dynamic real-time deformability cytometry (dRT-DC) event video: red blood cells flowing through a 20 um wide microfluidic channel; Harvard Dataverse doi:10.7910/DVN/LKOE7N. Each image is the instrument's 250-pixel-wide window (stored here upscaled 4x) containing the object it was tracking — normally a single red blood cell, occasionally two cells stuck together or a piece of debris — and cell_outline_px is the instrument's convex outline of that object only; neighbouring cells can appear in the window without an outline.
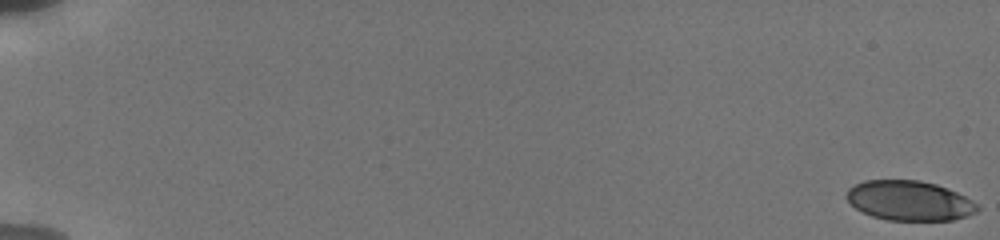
{"species": "human", "species_latin": "Homo sapiens", "temperature_condition": "cold", "stored_images_in_passage": 72, "camera_frame_rate_fps": 3000, "um_per_image_px": 0.085, "donor": {"sex": "male"}, "frame": {"image": 1, "passage_image": 1, "time_ms": 0.0, "image_size_px": [1000, 240], "cell_outline_px": [[980, 208], [976, 212], [952, 220], [888, 220], [872, 216], [856, 208], [844, 196], [848, 188], [864, 180], [920, 180], [936, 184], [956, 192], [972, 200]], "centroid_in_image_um": [77.27, 17.05], "position_along_channel_um": 7.7, "area_um2": 30.17}}
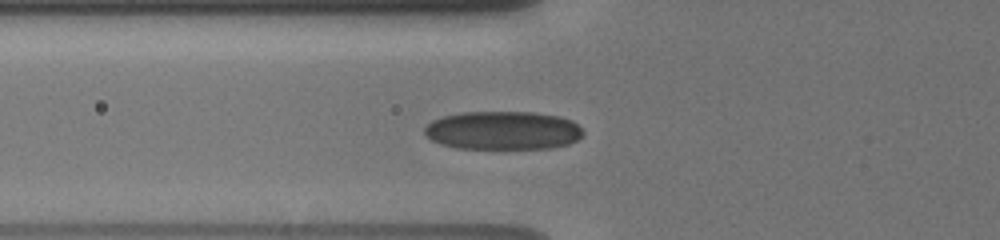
{"frame": {"image": 2, "passage_image": 28, "time_ms": 7.333, "image_size_px": [1000, 240], "cell_outline_px": [[584, 132], [576, 140], [568, 144], [552, 148], [456, 148], [440, 144], [432, 140], [424, 132], [424, 128], [432, 120], [444, 116], [464, 112], [536, 112], [560, 116], [572, 120]], "centroid_in_image_um": [42.75, 11.08], "position_along_channel_um": 83.0, "area_um2": 35.49}}
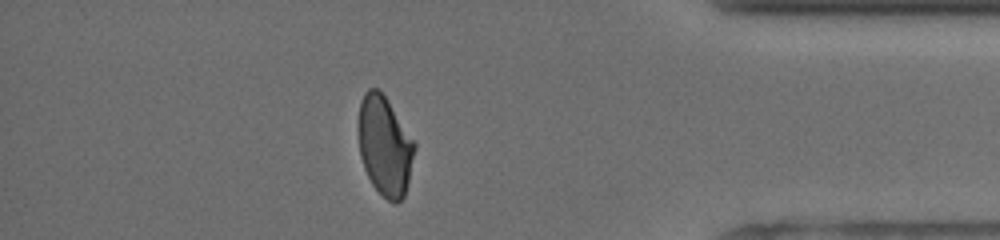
{"frame": {"image": 3, "passage_image": 71, "time_ms": 16.333, "image_size_px": [1000, 240], "cell_outline_px": [[416, 148], [404, 196], [396, 204], [388, 200], [372, 184], [364, 168], [360, 156], [356, 128], [360, 100], [364, 92], [368, 88], [380, 88], [388, 100], [416, 144]], "centroid_in_image_um": [32.66, 12.34], "position_along_channel_um": 402.5, "area_um2": 32.89}, "authors_computed_cell_mechanics": {"area_um2": 33.5818, "velocity_mm_per_s": 3.8401, "shape_relaxation_time_tau1_ms": 7.6451, "shape_relaxation_time_tau2_ms": 1.4299, "deformation_change_tau1": 0.1715, "deformation_change_tau2": 0.0678}}